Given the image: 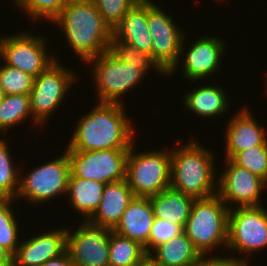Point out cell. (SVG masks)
I'll return each mask as SVG.
<instances>
[{"label": "cell", "mask_w": 267, "mask_h": 266, "mask_svg": "<svg viewBox=\"0 0 267 266\" xmlns=\"http://www.w3.org/2000/svg\"><path fill=\"white\" fill-rule=\"evenodd\" d=\"M149 200L156 218L184 228L195 199L170 187L159 194L149 196Z\"/></svg>", "instance_id": "22"}, {"label": "cell", "mask_w": 267, "mask_h": 266, "mask_svg": "<svg viewBox=\"0 0 267 266\" xmlns=\"http://www.w3.org/2000/svg\"><path fill=\"white\" fill-rule=\"evenodd\" d=\"M4 93H3V90H2V88L0 87V102L3 100V98H4Z\"/></svg>", "instance_id": "39"}, {"label": "cell", "mask_w": 267, "mask_h": 266, "mask_svg": "<svg viewBox=\"0 0 267 266\" xmlns=\"http://www.w3.org/2000/svg\"><path fill=\"white\" fill-rule=\"evenodd\" d=\"M137 266H158L149 257H147L141 264Z\"/></svg>", "instance_id": "38"}, {"label": "cell", "mask_w": 267, "mask_h": 266, "mask_svg": "<svg viewBox=\"0 0 267 266\" xmlns=\"http://www.w3.org/2000/svg\"><path fill=\"white\" fill-rule=\"evenodd\" d=\"M70 164L65 150L64 155L33 169L27 177H19V189L16 198H25L29 202L44 203L67 193Z\"/></svg>", "instance_id": "11"}, {"label": "cell", "mask_w": 267, "mask_h": 266, "mask_svg": "<svg viewBox=\"0 0 267 266\" xmlns=\"http://www.w3.org/2000/svg\"><path fill=\"white\" fill-rule=\"evenodd\" d=\"M34 77L6 64L0 67V87L4 95L29 94L33 87Z\"/></svg>", "instance_id": "30"}, {"label": "cell", "mask_w": 267, "mask_h": 266, "mask_svg": "<svg viewBox=\"0 0 267 266\" xmlns=\"http://www.w3.org/2000/svg\"><path fill=\"white\" fill-rule=\"evenodd\" d=\"M147 257L148 254L139 242L111 230L108 253L109 266H137Z\"/></svg>", "instance_id": "25"}, {"label": "cell", "mask_w": 267, "mask_h": 266, "mask_svg": "<svg viewBox=\"0 0 267 266\" xmlns=\"http://www.w3.org/2000/svg\"><path fill=\"white\" fill-rule=\"evenodd\" d=\"M228 167L217 180V195L228 203L240 206H260L261 190L267 183L248 169L238 166L231 159H226Z\"/></svg>", "instance_id": "14"}, {"label": "cell", "mask_w": 267, "mask_h": 266, "mask_svg": "<svg viewBox=\"0 0 267 266\" xmlns=\"http://www.w3.org/2000/svg\"><path fill=\"white\" fill-rule=\"evenodd\" d=\"M175 149L171 150L170 187L194 199L216 195L213 153L197 141Z\"/></svg>", "instance_id": "3"}, {"label": "cell", "mask_w": 267, "mask_h": 266, "mask_svg": "<svg viewBox=\"0 0 267 266\" xmlns=\"http://www.w3.org/2000/svg\"><path fill=\"white\" fill-rule=\"evenodd\" d=\"M133 145L127 157L125 179L134 196L149 197L170 188L171 151L135 154Z\"/></svg>", "instance_id": "5"}, {"label": "cell", "mask_w": 267, "mask_h": 266, "mask_svg": "<svg viewBox=\"0 0 267 266\" xmlns=\"http://www.w3.org/2000/svg\"><path fill=\"white\" fill-rule=\"evenodd\" d=\"M32 35L22 32L14 36L1 37L0 57L2 56L4 64L35 78L57 59L48 55L44 38Z\"/></svg>", "instance_id": "12"}, {"label": "cell", "mask_w": 267, "mask_h": 266, "mask_svg": "<svg viewBox=\"0 0 267 266\" xmlns=\"http://www.w3.org/2000/svg\"><path fill=\"white\" fill-rule=\"evenodd\" d=\"M222 41L217 37H201L194 41L188 48L185 58H183V73L188 80L199 81L204 77L208 78L220 68V60L224 54Z\"/></svg>", "instance_id": "16"}, {"label": "cell", "mask_w": 267, "mask_h": 266, "mask_svg": "<svg viewBox=\"0 0 267 266\" xmlns=\"http://www.w3.org/2000/svg\"><path fill=\"white\" fill-rule=\"evenodd\" d=\"M105 183L92 179H80L70 174L67 193L69 203L88 220L97 210L103 195Z\"/></svg>", "instance_id": "23"}, {"label": "cell", "mask_w": 267, "mask_h": 266, "mask_svg": "<svg viewBox=\"0 0 267 266\" xmlns=\"http://www.w3.org/2000/svg\"><path fill=\"white\" fill-rule=\"evenodd\" d=\"M185 108L201 117H214L229 108L227 95L217 86H202L185 95Z\"/></svg>", "instance_id": "24"}, {"label": "cell", "mask_w": 267, "mask_h": 266, "mask_svg": "<svg viewBox=\"0 0 267 266\" xmlns=\"http://www.w3.org/2000/svg\"><path fill=\"white\" fill-rule=\"evenodd\" d=\"M17 6L28 13L34 20L42 18L52 22L69 0H15Z\"/></svg>", "instance_id": "32"}, {"label": "cell", "mask_w": 267, "mask_h": 266, "mask_svg": "<svg viewBox=\"0 0 267 266\" xmlns=\"http://www.w3.org/2000/svg\"><path fill=\"white\" fill-rule=\"evenodd\" d=\"M153 250L154 254H149L148 257L158 266H196L202 258L184 232Z\"/></svg>", "instance_id": "21"}, {"label": "cell", "mask_w": 267, "mask_h": 266, "mask_svg": "<svg viewBox=\"0 0 267 266\" xmlns=\"http://www.w3.org/2000/svg\"><path fill=\"white\" fill-rule=\"evenodd\" d=\"M183 232V228L170 221L154 219L148 243L144 246L146 253L153 254V249L161 243L171 241ZM152 249V251L150 250Z\"/></svg>", "instance_id": "34"}, {"label": "cell", "mask_w": 267, "mask_h": 266, "mask_svg": "<svg viewBox=\"0 0 267 266\" xmlns=\"http://www.w3.org/2000/svg\"><path fill=\"white\" fill-rule=\"evenodd\" d=\"M248 260L245 258H233V257H202L196 266H248Z\"/></svg>", "instance_id": "35"}, {"label": "cell", "mask_w": 267, "mask_h": 266, "mask_svg": "<svg viewBox=\"0 0 267 266\" xmlns=\"http://www.w3.org/2000/svg\"><path fill=\"white\" fill-rule=\"evenodd\" d=\"M66 35V41L82 61L109 50L112 30L92 0H69L52 21Z\"/></svg>", "instance_id": "2"}, {"label": "cell", "mask_w": 267, "mask_h": 266, "mask_svg": "<svg viewBox=\"0 0 267 266\" xmlns=\"http://www.w3.org/2000/svg\"><path fill=\"white\" fill-rule=\"evenodd\" d=\"M154 219L149 197L135 196L113 231L139 242L144 247L149 241Z\"/></svg>", "instance_id": "19"}, {"label": "cell", "mask_w": 267, "mask_h": 266, "mask_svg": "<svg viewBox=\"0 0 267 266\" xmlns=\"http://www.w3.org/2000/svg\"><path fill=\"white\" fill-rule=\"evenodd\" d=\"M267 247V209L264 206H240L229 210L227 248L240 254ZM252 252V253H251Z\"/></svg>", "instance_id": "10"}, {"label": "cell", "mask_w": 267, "mask_h": 266, "mask_svg": "<svg viewBox=\"0 0 267 266\" xmlns=\"http://www.w3.org/2000/svg\"><path fill=\"white\" fill-rule=\"evenodd\" d=\"M112 36L152 57V37L147 24V0L138 1L112 31Z\"/></svg>", "instance_id": "20"}, {"label": "cell", "mask_w": 267, "mask_h": 266, "mask_svg": "<svg viewBox=\"0 0 267 266\" xmlns=\"http://www.w3.org/2000/svg\"><path fill=\"white\" fill-rule=\"evenodd\" d=\"M109 50L120 60L133 67H137L144 74L148 72L149 67L159 71L162 75L166 73L159 67V65L147 53L134 48L124 42L116 40L113 36L110 42Z\"/></svg>", "instance_id": "27"}, {"label": "cell", "mask_w": 267, "mask_h": 266, "mask_svg": "<svg viewBox=\"0 0 267 266\" xmlns=\"http://www.w3.org/2000/svg\"><path fill=\"white\" fill-rule=\"evenodd\" d=\"M41 266H73L70 255L66 251L59 257L46 261Z\"/></svg>", "instance_id": "36"}, {"label": "cell", "mask_w": 267, "mask_h": 266, "mask_svg": "<svg viewBox=\"0 0 267 266\" xmlns=\"http://www.w3.org/2000/svg\"><path fill=\"white\" fill-rule=\"evenodd\" d=\"M128 154L129 149L67 151L72 176L105 184L126 178Z\"/></svg>", "instance_id": "8"}, {"label": "cell", "mask_w": 267, "mask_h": 266, "mask_svg": "<svg viewBox=\"0 0 267 266\" xmlns=\"http://www.w3.org/2000/svg\"><path fill=\"white\" fill-rule=\"evenodd\" d=\"M19 244L12 256V266H41L66 252L67 230L44 232Z\"/></svg>", "instance_id": "15"}, {"label": "cell", "mask_w": 267, "mask_h": 266, "mask_svg": "<svg viewBox=\"0 0 267 266\" xmlns=\"http://www.w3.org/2000/svg\"><path fill=\"white\" fill-rule=\"evenodd\" d=\"M32 116L29 94L5 95L0 102V131H6Z\"/></svg>", "instance_id": "26"}, {"label": "cell", "mask_w": 267, "mask_h": 266, "mask_svg": "<svg viewBox=\"0 0 267 266\" xmlns=\"http://www.w3.org/2000/svg\"><path fill=\"white\" fill-rule=\"evenodd\" d=\"M216 194L195 199L183 232L202 257L219 245L227 247L230 206Z\"/></svg>", "instance_id": "4"}, {"label": "cell", "mask_w": 267, "mask_h": 266, "mask_svg": "<svg viewBox=\"0 0 267 266\" xmlns=\"http://www.w3.org/2000/svg\"><path fill=\"white\" fill-rule=\"evenodd\" d=\"M232 118L228 123L224 139L226 159H232L238 152L263 145L267 141L265 128L256 122L247 108Z\"/></svg>", "instance_id": "17"}, {"label": "cell", "mask_w": 267, "mask_h": 266, "mask_svg": "<svg viewBox=\"0 0 267 266\" xmlns=\"http://www.w3.org/2000/svg\"><path fill=\"white\" fill-rule=\"evenodd\" d=\"M5 140L0 139V198L14 199L19 189V175Z\"/></svg>", "instance_id": "29"}, {"label": "cell", "mask_w": 267, "mask_h": 266, "mask_svg": "<svg viewBox=\"0 0 267 266\" xmlns=\"http://www.w3.org/2000/svg\"><path fill=\"white\" fill-rule=\"evenodd\" d=\"M87 62L95 64L92 71L100 103L123 104L121 95L136 87L145 76L137 67L120 61L110 50Z\"/></svg>", "instance_id": "6"}, {"label": "cell", "mask_w": 267, "mask_h": 266, "mask_svg": "<svg viewBox=\"0 0 267 266\" xmlns=\"http://www.w3.org/2000/svg\"><path fill=\"white\" fill-rule=\"evenodd\" d=\"M111 229L86 221L71 234L67 229V248L73 266H109Z\"/></svg>", "instance_id": "13"}, {"label": "cell", "mask_w": 267, "mask_h": 266, "mask_svg": "<svg viewBox=\"0 0 267 266\" xmlns=\"http://www.w3.org/2000/svg\"><path fill=\"white\" fill-rule=\"evenodd\" d=\"M15 199L0 198V246L13 256L18 248V224L9 207Z\"/></svg>", "instance_id": "28"}, {"label": "cell", "mask_w": 267, "mask_h": 266, "mask_svg": "<svg viewBox=\"0 0 267 266\" xmlns=\"http://www.w3.org/2000/svg\"><path fill=\"white\" fill-rule=\"evenodd\" d=\"M0 266H12V256L0 246Z\"/></svg>", "instance_id": "37"}, {"label": "cell", "mask_w": 267, "mask_h": 266, "mask_svg": "<svg viewBox=\"0 0 267 266\" xmlns=\"http://www.w3.org/2000/svg\"><path fill=\"white\" fill-rule=\"evenodd\" d=\"M134 197L126 179L106 184L96 212L87 221L113 230Z\"/></svg>", "instance_id": "18"}, {"label": "cell", "mask_w": 267, "mask_h": 266, "mask_svg": "<svg viewBox=\"0 0 267 266\" xmlns=\"http://www.w3.org/2000/svg\"><path fill=\"white\" fill-rule=\"evenodd\" d=\"M154 2L147 0V24L152 37V59L167 75L176 71L184 50V34ZM183 34V35H182ZM182 53V54H181Z\"/></svg>", "instance_id": "7"}, {"label": "cell", "mask_w": 267, "mask_h": 266, "mask_svg": "<svg viewBox=\"0 0 267 266\" xmlns=\"http://www.w3.org/2000/svg\"><path fill=\"white\" fill-rule=\"evenodd\" d=\"M231 160L267 183V141L263 145L238 152Z\"/></svg>", "instance_id": "31"}, {"label": "cell", "mask_w": 267, "mask_h": 266, "mask_svg": "<svg viewBox=\"0 0 267 266\" xmlns=\"http://www.w3.org/2000/svg\"><path fill=\"white\" fill-rule=\"evenodd\" d=\"M59 61L52 63L44 72L33 80V87L29 93L32 119L37 125L48 121L51 112L56 110L69 91L77 76L75 72L65 69Z\"/></svg>", "instance_id": "9"}, {"label": "cell", "mask_w": 267, "mask_h": 266, "mask_svg": "<svg viewBox=\"0 0 267 266\" xmlns=\"http://www.w3.org/2000/svg\"><path fill=\"white\" fill-rule=\"evenodd\" d=\"M104 22L113 31L126 13L140 0H92Z\"/></svg>", "instance_id": "33"}, {"label": "cell", "mask_w": 267, "mask_h": 266, "mask_svg": "<svg viewBox=\"0 0 267 266\" xmlns=\"http://www.w3.org/2000/svg\"><path fill=\"white\" fill-rule=\"evenodd\" d=\"M123 105L98 102L77 123L66 151L130 149L135 127L126 117Z\"/></svg>", "instance_id": "1"}]
</instances>
